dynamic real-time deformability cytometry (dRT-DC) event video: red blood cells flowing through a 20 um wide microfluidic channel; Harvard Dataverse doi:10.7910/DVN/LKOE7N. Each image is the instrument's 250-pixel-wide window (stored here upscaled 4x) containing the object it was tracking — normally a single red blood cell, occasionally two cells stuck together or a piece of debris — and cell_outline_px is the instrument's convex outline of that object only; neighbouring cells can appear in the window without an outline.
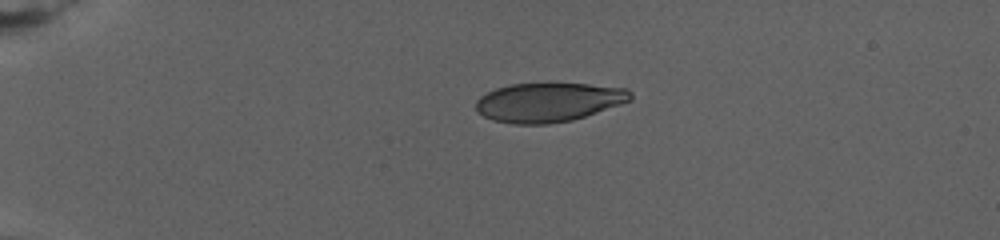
{"species": "human", "species_latin": "Homo sapiens", "temperature_condition": "warm", "stored_images_in_passage": 23, "camera_frame_rate_fps": 3000, "um_per_image_px": 0.085, "donor": {"sex": "female"}, "frame": {"image": 1, "passage_image": 1, "time_ms": 0.0, "image_size_px": [1000, 240], "cell_outline_px": [[632, 100], [572, 120], [548, 124], [512, 124], [492, 120], [476, 112], [476, 100], [480, 96], [496, 88], [512, 84], [588, 84], [628, 88], [632, 92]], "centroid_in_image_um": [46.61, 8.69], "position_along_channel_um": 38.4, "area_um2": 35.14}}
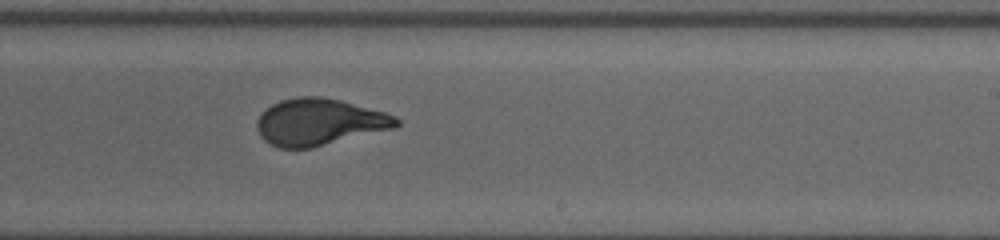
{"frame": {"image": 2, "passage_image": 12, "time_ms": 11.0, "image_size_px": [1000, 240], "cell_outline_px": [[400, 124], [396, 128], [312, 148], [280, 148], [264, 140], [260, 136], [256, 128], [256, 124], [260, 116], [272, 104], [280, 100], [296, 96], [320, 96], [340, 100], [384, 112], [396, 116], [400, 120]], "centroid_in_image_um": [27.16, 10.37], "position_along_channel_um": 261.8, "area_um2": 38.03}}
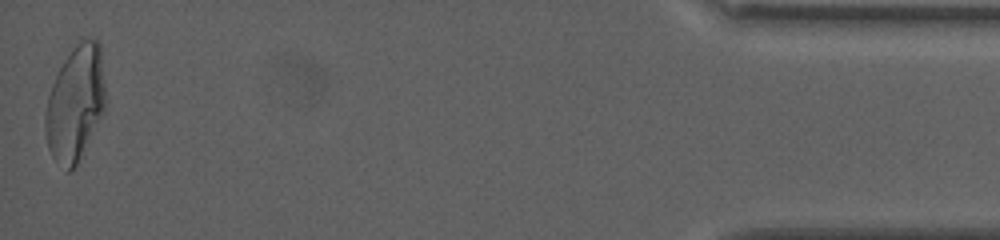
{"frame": {"image": 3, "passage_image": 23, "time_ms": 20.333, "image_size_px": [1000, 240], "cell_outline_px": [[104, 112], [76, 164], [68, 172], [52, 156], [48, 148], [44, 128], [44, 116], [48, 96], [52, 84], [64, 60], [76, 44], [84, 40], [96, 36], [100, 44], [104, 84]], "centroid_in_image_um": [6.39, 8.77], "position_along_channel_um": 428.8, "area_um2": 39.82}, "authors_computed_cell_mechanics": {"area_um2": 37.57, "velocity_mm_per_s": 2.612, "shape_relaxation_time_tau1_ms": 6.7432, "shape_relaxation_time_tau2_ms": null, "deformation_change_tau1": 0.2209, "deformation_change_tau2": null}}